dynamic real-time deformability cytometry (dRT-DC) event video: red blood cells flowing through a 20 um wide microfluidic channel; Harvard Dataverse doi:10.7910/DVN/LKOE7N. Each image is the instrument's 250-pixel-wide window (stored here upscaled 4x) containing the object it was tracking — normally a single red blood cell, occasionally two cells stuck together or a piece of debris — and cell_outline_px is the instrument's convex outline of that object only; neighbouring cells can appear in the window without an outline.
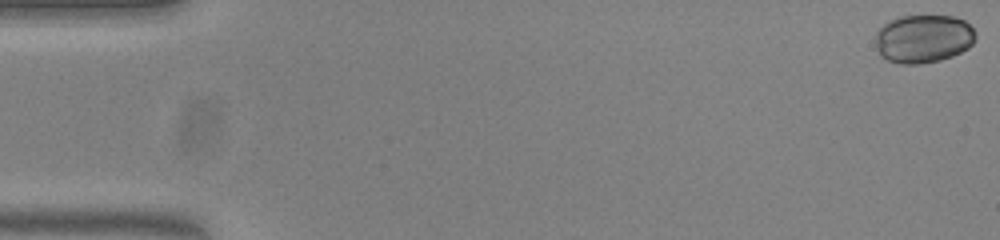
{"species": "common noctule bat (a hibernating species)", "species_latin": "Nyctalus noctula", "temperature_condition": "warm", "stored_images_in_passage": 13, "camera_frame_rate_fps": 3000, "um_per_image_px": 0.085, "animal": {"sex": "female", "body_mass_g": 23.0, "forearm_length_mm": 53.4}, "frame": {"image": 1, "passage_image": 1, "time_ms": 0.0, "image_size_px": [1000, 240], "cell_outline_px": [[976, 40], [968, 48], [952, 56], [940, 60], [916, 64], [900, 64], [888, 60], [880, 56], [876, 48], [876, 32], [888, 20], [900, 16], [952, 16], [964, 20], [976, 32]], "centroid_in_image_um": [78.48, 3.29], "position_along_channel_um": 6.5, "area_um2": 28.32}}